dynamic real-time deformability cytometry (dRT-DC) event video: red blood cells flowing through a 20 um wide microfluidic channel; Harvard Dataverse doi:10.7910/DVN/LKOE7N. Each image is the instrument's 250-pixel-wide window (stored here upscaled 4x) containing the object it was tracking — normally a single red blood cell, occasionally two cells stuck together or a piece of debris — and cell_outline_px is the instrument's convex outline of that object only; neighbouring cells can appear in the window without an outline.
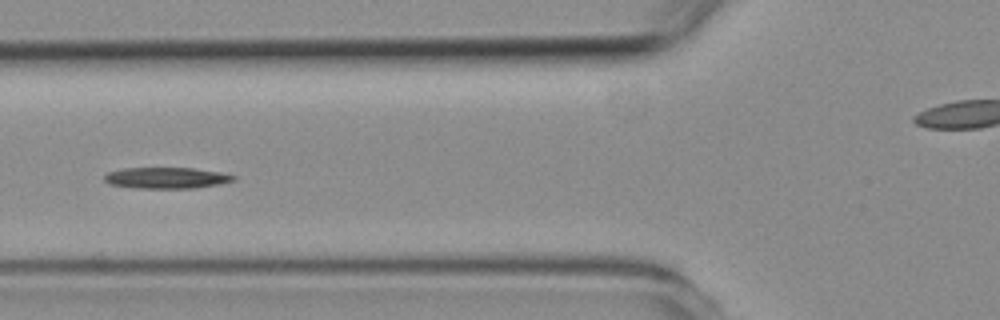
{"species": "common noctule bat (a hibernating species)", "species_latin": "Nyctalus noctula", "temperature_condition": "room temperature", "stored_images_in_passage": 6, "camera_frame_rate_fps": 3000, "um_per_image_px": 0.085, "animal": {"sex": "female", "body_mass_g": 19.3, "forearm_length_mm": 54.1}, "frame": {"image": 1, "passage_image": 5, "time_ms": 4.667, "image_size_px": [1000, 320], "cell_outline_px": [[236, 180], [220, 184], [196, 188], [136, 188], [112, 184], [104, 180], [104, 176], [108, 172], [124, 168], [192, 168], [220, 172], [236, 176]], "centroid_in_image_um": [14.18, 15.12], "position_along_channel_um": 111.6, "area_um2": 15.84}}
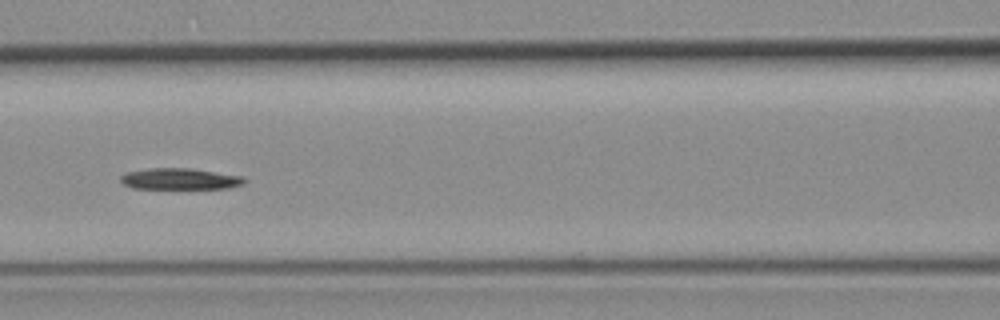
{"frame": {"image": 2, "passage_image": 6, "time_ms": 5.667, "image_size_px": [1000, 320], "cell_outline_px": [[248, 180], [244, 184], [228, 188], [132, 188], [124, 184], [120, 180], [120, 176], [124, 172], [148, 168], [192, 168], [244, 176]], "centroid_in_image_um": [15.31, 15.19], "position_along_channel_um": 151.3, "area_um2": 15.49}}